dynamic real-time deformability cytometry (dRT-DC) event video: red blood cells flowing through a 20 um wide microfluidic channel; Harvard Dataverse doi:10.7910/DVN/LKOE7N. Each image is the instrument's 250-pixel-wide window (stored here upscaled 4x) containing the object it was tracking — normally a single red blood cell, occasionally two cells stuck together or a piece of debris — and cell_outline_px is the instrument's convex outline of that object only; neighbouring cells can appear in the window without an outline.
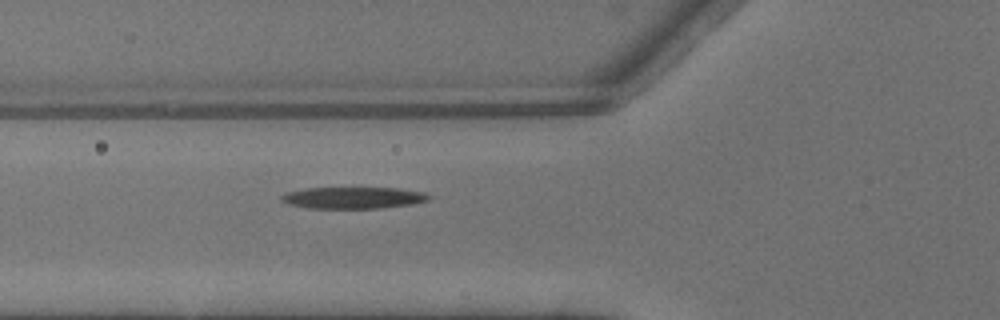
{"species": "common noctule bat (a hibernating species)", "species_latin": "Nyctalus noctula", "temperature_condition": "warm", "stored_images_in_passage": 2, "camera_frame_rate_fps": 3000, "um_per_image_px": 0.085, "animal": {"sex": "male", "body_mass_g": 13.3}, "frame": {"image": 1, "passage_image": 2, "time_ms": 0.333, "image_size_px": [1000, 320], "cell_outline_px": [[432, 196], [428, 200], [412, 204], [380, 208], [308, 208], [288, 204], [280, 200], [280, 196], [288, 192], [308, 188], [396, 188], [424, 192]], "centroid_in_image_um": [30.03, 16.81], "position_along_channel_um": 95.8, "area_um2": 18.5}}